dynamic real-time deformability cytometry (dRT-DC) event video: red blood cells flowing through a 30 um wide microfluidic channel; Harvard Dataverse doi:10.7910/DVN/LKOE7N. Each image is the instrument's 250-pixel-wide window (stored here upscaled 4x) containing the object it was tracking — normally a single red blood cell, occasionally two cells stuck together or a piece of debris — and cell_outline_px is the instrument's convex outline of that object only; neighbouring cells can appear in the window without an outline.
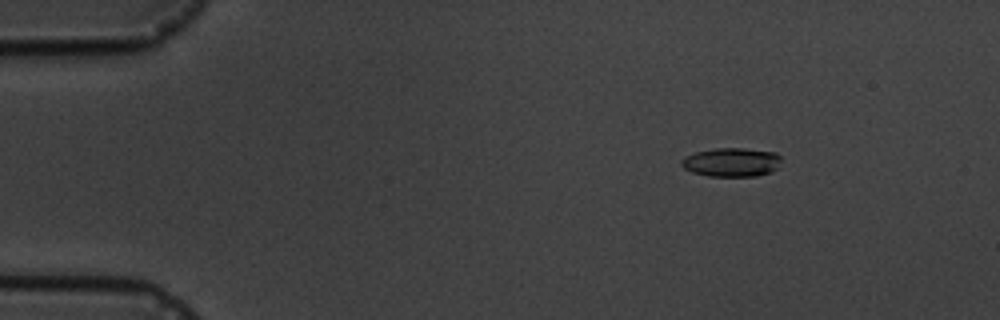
{"species": "common noctule bat (a hibernating species)", "species_latin": "Nyctalus noctula", "temperature_condition": "cold", "stored_images_in_passage": 6, "camera_frame_rate_fps": 3000, "um_per_image_px": 0.085, "animal": {"sex": "male", "body_mass_g": 19.5, "forearm_length_mm": 54.6}, "frame": {"image": 1, "passage_image": 2, "time_ms": 1.333, "image_size_px": [1000, 320], "cell_outline_px": [[780, 160], [776, 168], [772, 172], [756, 176], [708, 176], [692, 172], [684, 168], [680, 164], [680, 160], [684, 156], [696, 152], [716, 148], [744, 148], [776, 152], [780, 156]], "centroid_in_image_um": [62.16, 13.78], "position_along_channel_um": 22.8, "area_um2": 16.88}}
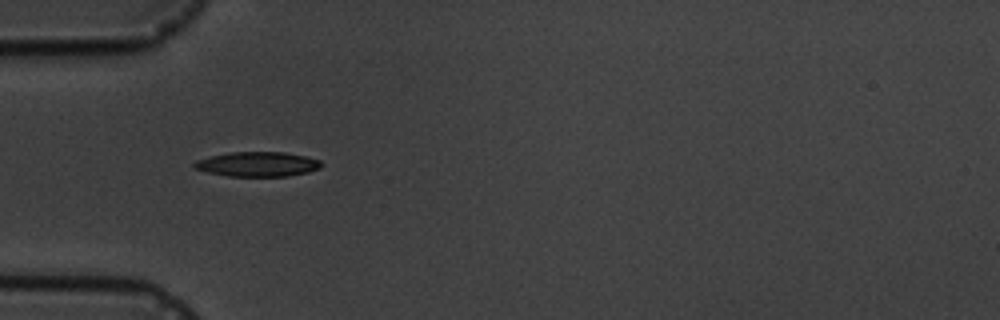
{"frame": {"image": 2, "passage_image": 5, "time_ms": 4.667, "image_size_px": [1000, 320], "cell_outline_px": [[324, 164], [320, 168], [308, 172], [288, 176], [228, 176], [208, 172], [192, 168], [192, 164], [196, 160], [212, 156], [232, 152], [284, 152], [304, 156], [320, 160]], "centroid_in_image_um": [21.9, 13.96], "position_along_channel_um": 63.1, "area_um2": 18.26}}
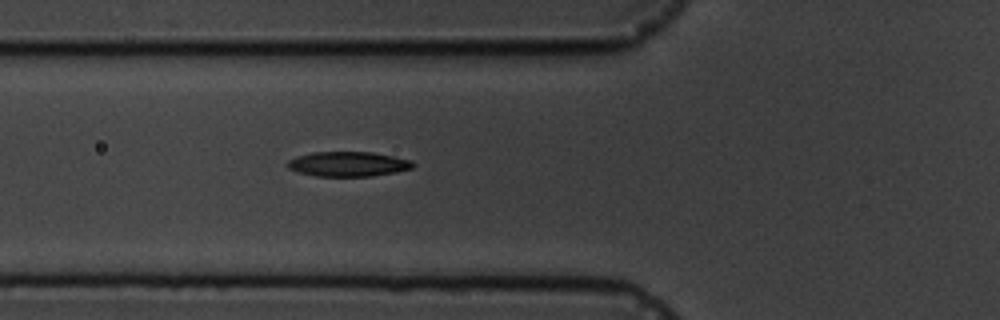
{"frame": {"image": 3, "passage_image": 6, "time_ms": 5.667, "image_size_px": [1000, 320], "cell_outline_px": [[416, 164], [412, 168], [396, 172], [372, 176], [316, 176], [296, 172], [288, 168], [288, 160], [296, 156], [312, 152], [372, 152], [412, 160]], "centroid_in_image_um": [29.59, 13.94], "position_along_channel_um": 96.2, "area_um2": 18.21}}